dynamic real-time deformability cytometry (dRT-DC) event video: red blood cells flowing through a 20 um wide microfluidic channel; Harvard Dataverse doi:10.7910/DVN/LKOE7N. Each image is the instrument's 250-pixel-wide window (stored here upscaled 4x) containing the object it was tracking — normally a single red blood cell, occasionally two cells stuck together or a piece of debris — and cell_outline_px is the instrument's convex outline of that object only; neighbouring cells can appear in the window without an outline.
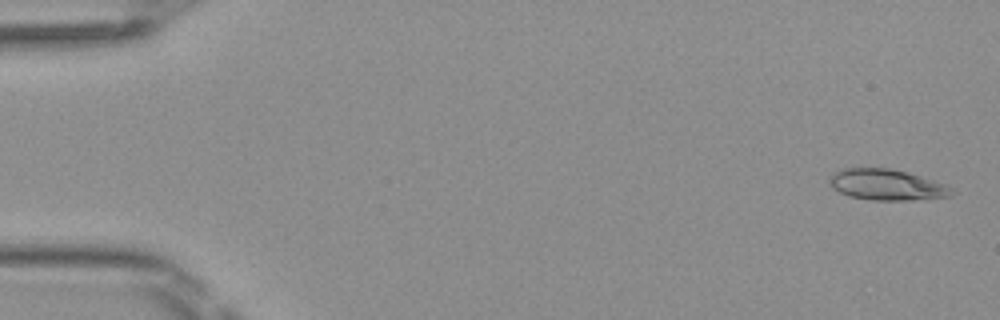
{"species": "Egyptian fruit bat (a non-hibernating species)", "species_latin": "Rousettus aegyptiacus", "temperature_condition": "room temperature", "stored_images_in_passage": 19, "camera_frame_rate_fps": 3000, "um_per_image_px": 0.085, "frame": {"image": 1, "passage_image": 2, "time_ms": 0.333, "image_size_px": [1000, 320], "cell_outline_px": [[956, 192], [952, 196], [912, 200], [872, 200], [848, 196], [832, 188], [828, 184], [828, 180], [840, 168], [888, 168], [908, 172], [948, 184]], "centroid_in_image_um": [75.41, 15.71], "position_along_channel_um": 9.6, "area_um2": 22.31}}
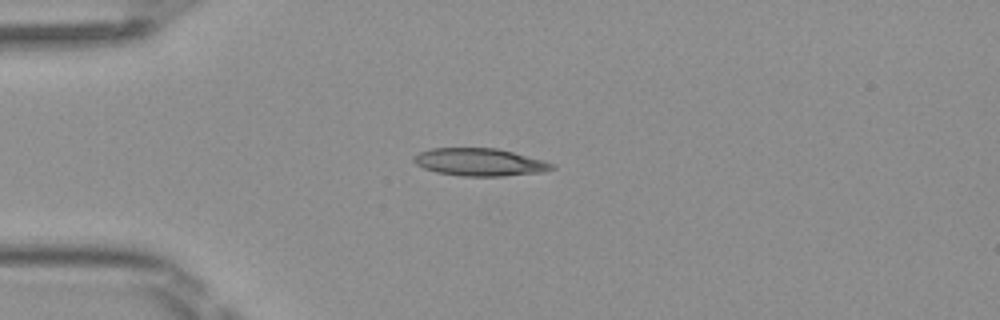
{"frame": {"image": 2, "passage_image": 13, "time_ms": 4.0, "image_size_px": [1000, 320], "cell_outline_px": [[556, 168], [544, 172], [504, 176], [460, 176], [436, 172], [424, 168], [416, 164], [412, 160], [412, 156], [420, 152], [432, 148], [496, 148], [544, 160], [556, 164]], "centroid_in_image_um": [40.79, 13.79], "position_along_channel_um": 44.2, "area_um2": 22.37}}
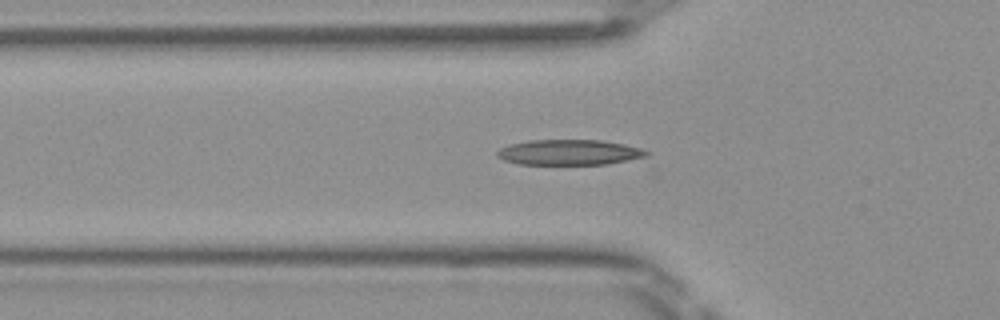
{"frame": {"image": 3, "passage_image": 17, "time_ms": 5.333, "image_size_px": [1000, 320], "cell_outline_px": [[652, 152], [648, 160], [608, 164], [520, 164], [504, 160], [496, 156], [496, 152], [500, 148], [508, 144], [528, 140], [600, 140], [624, 144], [640, 148]], "centroid_in_image_um": [48.54, 12.96], "position_along_channel_um": 77.3, "area_um2": 22.83}}